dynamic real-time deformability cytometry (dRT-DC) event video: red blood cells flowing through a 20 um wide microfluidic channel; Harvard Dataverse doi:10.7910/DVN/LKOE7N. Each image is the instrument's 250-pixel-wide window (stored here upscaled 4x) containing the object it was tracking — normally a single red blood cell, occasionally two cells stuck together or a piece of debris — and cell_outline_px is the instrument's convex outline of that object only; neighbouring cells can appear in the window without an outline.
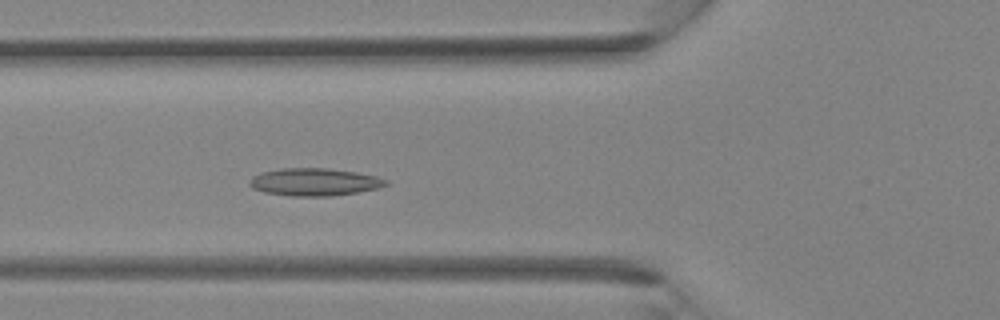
{"species": "Egyptian fruit bat (a non-hibernating species)", "species_latin": "Rousettus aegyptiacus", "temperature_condition": "room temperature", "stored_images_in_passage": 36, "camera_frame_rate_fps": 3000, "um_per_image_px": 0.085, "animal": {"sex": "female"}, "frame": {"image": 1, "passage_image": 12, "time_ms": 3.667, "image_size_px": [1000, 320], "cell_outline_px": [[388, 184], [380, 188], [332, 196], [292, 196], [264, 192], [252, 188], [248, 184], [248, 180], [252, 176], [260, 172], [280, 168], [328, 168], [356, 172], [376, 176], [388, 180]], "centroid_in_image_um": [26.7, 15.46], "position_along_channel_um": 99.1, "area_um2": 22.08}}
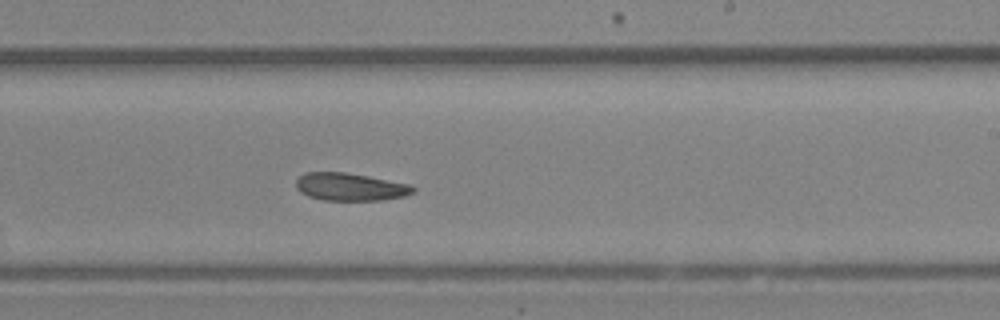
{"frame": {"image": 2, "passage_image": 21, "time_ms": 6.667, "image_size_px": [1000, 320], "cell_outline_px": [[416, 192], [404, 196], [384, 200], [324, 200], [308, 196], [300, 192], [296, 188], [296, 180], [304, 172], [344, 172], [368, 176], [412, 184], [416, 188]], "centroid_in_image_um": [29.8, 15.88], "position_along_channel_um": 259.2, "area_um2": 19.07}}
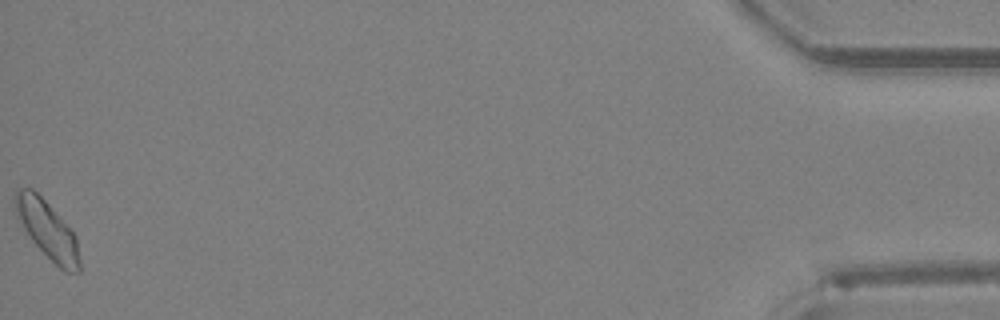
{"frame": {"image": 3, "passage_image": 36, "time_ms": 11.667, "image_size_px": [1000, 320], "cell_outline_px": [[80, 272], [64, 272], [32, 240], [16, 216], [12, 208], [12, 196], [20, 188], [32, 188], [48, 204], [76, 236], [80, 260]], "centroid_in_image_um": [3.99, 19.5], "position_along_channel_um": 431.2, "area_um2": 21.39}}